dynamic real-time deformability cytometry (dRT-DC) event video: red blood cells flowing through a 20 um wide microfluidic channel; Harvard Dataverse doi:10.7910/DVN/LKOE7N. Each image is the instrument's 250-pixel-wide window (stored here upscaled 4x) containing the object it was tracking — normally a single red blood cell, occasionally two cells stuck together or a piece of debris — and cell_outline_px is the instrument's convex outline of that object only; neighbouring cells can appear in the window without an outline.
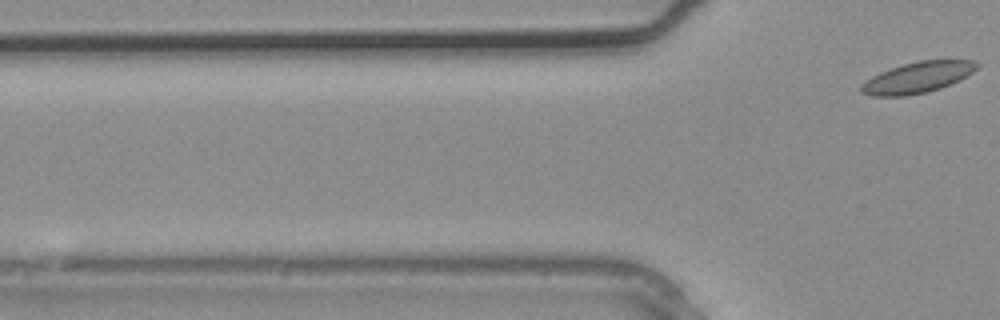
{"species": "common noctule bat (a hibernating species)", "species_latin": "Nyctalus noctula", "temperature_condition": "warm", "stored_images_in_passage": 3, "segment_of_instrument_passage": [2, 2], "camera_frame_rate_fps": 3000, "um_per_image_px": 0.085, "animal": {"sex": "male", "body_mass_g": 20.4}, "frame": {"image": 1, "passage_image": 3, "time_ms": 0.667, "image_size_px": [1000, 320], "cell_outline_px": [[980, 64], [972, 72], [960, 80], [940, 88], [928, 92], [904, 96], [872, 96], [860, 92], [860, 84], [872, 76], [880, 72], [904, 64], [920, 60], [972, 60]], "centroid_in_image_um": [77.97, 6.59], "position_along_channel_um": 47.8, "area_um2": 20.81}}